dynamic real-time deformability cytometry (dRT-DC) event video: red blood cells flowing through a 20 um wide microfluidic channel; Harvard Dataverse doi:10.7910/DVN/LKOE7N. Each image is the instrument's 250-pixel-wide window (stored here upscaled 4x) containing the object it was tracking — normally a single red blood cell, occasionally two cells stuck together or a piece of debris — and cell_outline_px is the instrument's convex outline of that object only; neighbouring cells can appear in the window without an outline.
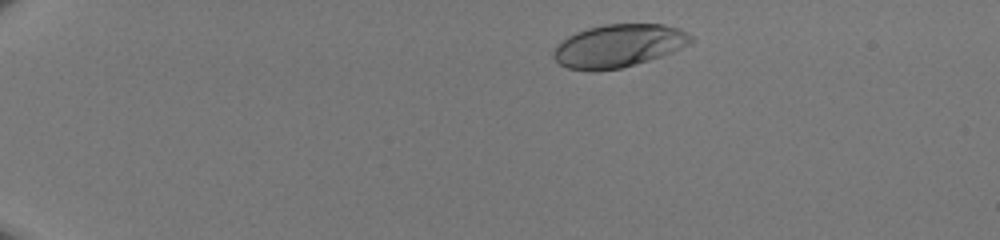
{"species": "human", "species_latin": "Homo sapiens", "temperature_condition": "room temperature", "stored_images_in_passage": 43, "camera_frame_rate_fps": 3000, "um_per_image_px": 0.085, "donor": {"sex": "male"}, "frame": {"image": 1, "passage_image": 4, "time_ms": 1.0, "image_size_px": [1000, 240], "cell_outline_px": [[696, 40], [672, 52], [636, 64], [620, 68], [592, 72], [588, 72], [568, 68], [560, 64], [552, 56], [552, 52], [568, 36], [576, 32], [588, 28], [604, 24], [664, 24], [688, 32]], "centroid_in_image_um": [52.58, 3.9], "position_along_channel_um": 32.4, "area_um2": 34.33}}
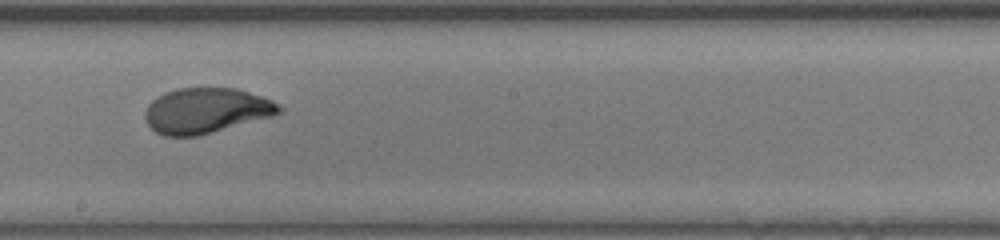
{"frame": {"image": 2, "passage_image": 25, "time_ms": 8.0, "image_size_px": [1000, 240], "cell_outline_px": [[284, 112], [272, 116], [212, 132], [196, 136], [164, 136], [156, 132], [148, 124], [144, 116], [144, 112], [148, 104], [156, 96], [164, 92], [176, 88], [236, 88], [272, 100], [284, 108]], "centroid_in_image_um": [17.5, 9.39], "position_along_channel_um": 230.7, "area_um2": 35.43}}
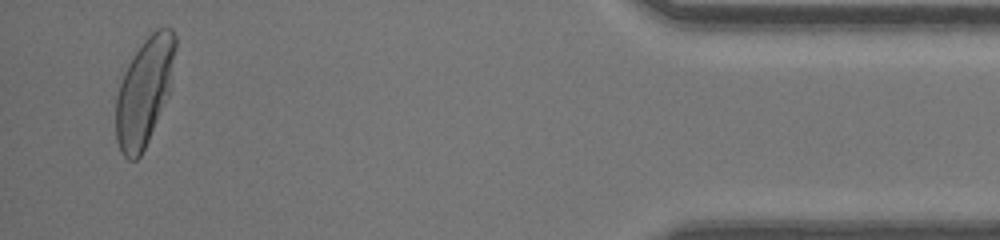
{"frame": {"image": 3, "passage_image": 42, "time_ms": 13.667, "image_size_px": [1000, 240], "cell_outline_px": [[176, 48], [168, 96], [148, 140], [140, 156], [136, 160], [128, 160], [120, 152], [116, 140], [116, 96], [124, 72], [132, 56], [144, 40], [156, 28], [172, 28], [176, 36]], "centroid_in_image_um": [12.26, 7.77], "position_along_channel_um": 422.9, "area_um2": 36.99}}